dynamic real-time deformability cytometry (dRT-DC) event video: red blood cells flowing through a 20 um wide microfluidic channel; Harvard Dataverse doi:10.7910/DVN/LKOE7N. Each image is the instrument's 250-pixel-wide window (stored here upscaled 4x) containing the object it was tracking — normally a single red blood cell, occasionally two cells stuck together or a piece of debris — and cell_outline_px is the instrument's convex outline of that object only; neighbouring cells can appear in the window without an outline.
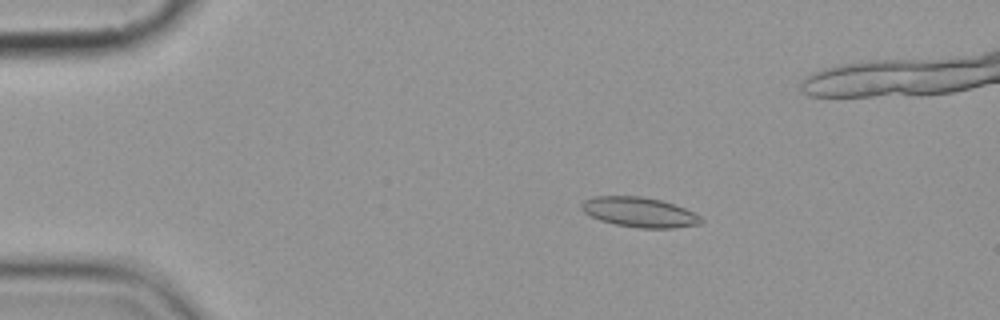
{"species": "common noctule bat (a hibernating species)", "species_latin": "Nyctalus noctula", "temperature_condition": "cold", "stored_images_in_passage": 5, "camera_frame_rate_fps": 3000, "um_per_image_px": 0.085, "animal": {"sex": "female", "body_mass_g": 19.9}, "frame": {"image": 1, "passage_image": 2, "time_ms": 1.333, "image_size_px": [1000, 320], "cell_outline_px": [[704, 220], [700, 224], [672, 228], [640, 228], [616, 224], [600, 220], [584, 212], [580, 208], [580, 204], [584, 200], [596, 196], [644, 196], [660, 200], [684, 208], [700, 216]], "centroid_in_image_um": [54.33, 18.03], "position_along_channel_um": 30.7, "area_um2": 20.69}}